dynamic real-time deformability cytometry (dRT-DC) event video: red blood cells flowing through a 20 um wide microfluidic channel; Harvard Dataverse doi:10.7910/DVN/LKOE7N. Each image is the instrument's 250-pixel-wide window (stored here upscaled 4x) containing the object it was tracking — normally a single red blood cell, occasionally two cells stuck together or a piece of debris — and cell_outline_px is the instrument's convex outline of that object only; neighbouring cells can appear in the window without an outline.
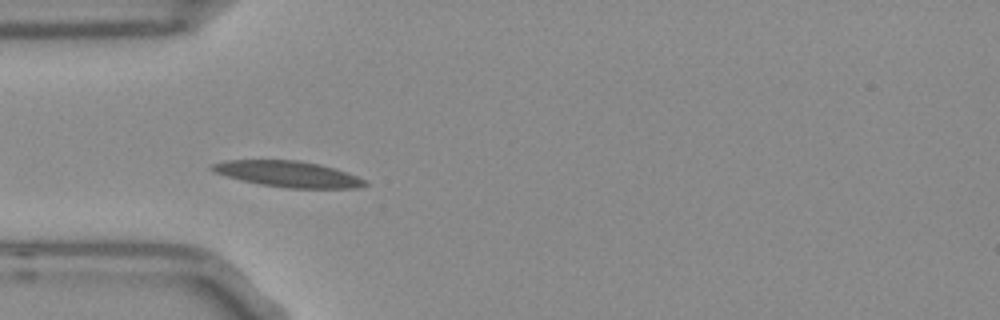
{"species": "Egyptian fruit bat (a non-hibernating species)", "species_latin": "Rousettus aegyptiacus", "temperature_condition": "room temperature", "stored_images_in_passage": 15, "camera_frame_rate_fps": 3000, "um_per_image_px": 0.085, "frame": {"image": 1, "passage_image": 5, "time_ms": 1.333, "image_size_px": [1000, 320], "cell_outline_px": [[368, 184], [360, 188], [288, 188], [260, 184], [240, 180], [212, 172], [208, 168], [212, 164], [224, 160], [296, 160], [316, 164], [332, 168], [356, 176], [364, 180]], "centroid_in_image_um": [24.4, 14.79], "position_along_channel_um": 60.6, "area_um2": 22.95}}
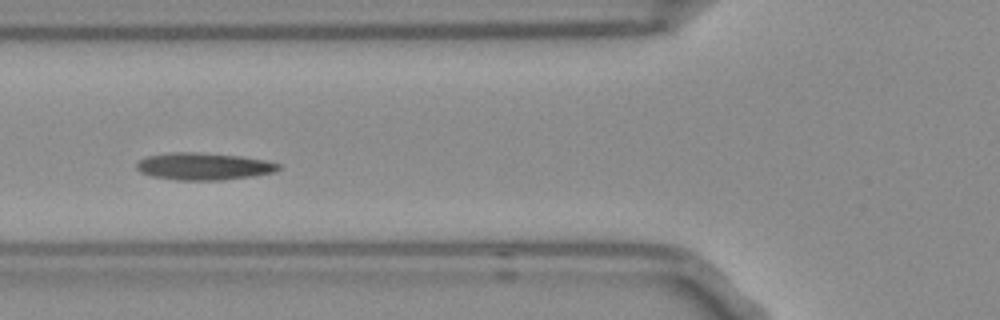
{"frame": {"image": 2, "passage_image": 9, "time_ms": 2.667, "image_size_px": [1000, 320], "cell_outline_px": [[280, 168], [276, 172], [252, 176], [224, 180], [176, 180], [152, 176], [140, 172], [136, 168], [136, 164], [140, 160], [148, 156], [172, 152], [196, 152], [240, 156], [264, 160], [280, 164]], "centroid_in_image_um": [17.31, 14.14], "position_along_channel_um": 108.5, "area_um2": 22.43}}